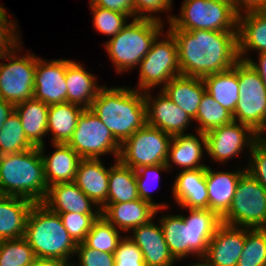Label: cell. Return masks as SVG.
Here are the masks:
<instances>
[{
	"label": "cell",
	"mask_w": 266,
	"mask_h": 266,
	"mask_svg": "<svg viewBox=\"0 0 266 266\" xmlns=\"http://www.w3.org/2000/svg\"><path fill=\"white\" fill-rule=\"evenodd\" d=\"M15 110V105L11 102L0 99V130L2 129L6 119Z\"/></svg>",
	"instance_id": "50"
},
{
	"label": "cell",
	"mask_w": 266,
	"mask_h": 266,
	"mask_svg": "<svg viewBox=\"0 0 266 266\" xmlns=\"http://www.w3.org/2000/svg\"><path fill=\"white\" fill-rule=\"evenodd\" d=\"M175 38L181 75L203 78L239 61L238 32L168 30Z\"/></svg>",
	"instance_id": "1"
},
{
	"label": "cell",
	"mask_w": 266,
	"mask_h": 266,
	"mask_svg": "<svg viewBox=\"0 0 266 266\" xmlns=\"http://www.w3.org/2000/svg\"><path fill=\"white\" fill-rule=\"evenodd\" d=\"M236 266H266V228H247L246 239Z\"/></svg>",
	"instance_id": "37"
},
{
	"label": "cell",
	"mask_w": 266,
	"mask_h": 266,
	"mask_svg": "<svg viewBox=\"0 0 266 266\" xmlns=\"http://www.w3.org/2000/svg\"><path fill=\"white\" fill-rule=\"evenodd\" d=\"M258 62H255L253 59L247 58L248 64L260 75L264 86L266 88V52H260Z\"/></svg>",
	"instance_id": "49"
},
{
	"label": "cell",
	"mask_w": 266,
	"mask_h": 266,
	"mask_svg": "<svg viewBox=\"0 0 266 266\" xmlns=\"http://www.w3.org/2000/svg\"><path fill=\"white\" fill-rule=\"evenodd\" d=\"M239 100L233 119L255 133L266 126V88L260 75L246 61H238Z\"/></svg>",
	"instance_id": "9"
},
{
	"label": "cell",
	"mask_w": 266,
	"mask_h": 266,
	"mask_svg": "<svg viewBox=\"0 0 266 266\" xmlns=\"http://www.w3.org/2000/svg\"><path fill=\"white\" fill-rule=\"evenodd\" d=\"M196 132V136L184 133L172 137L166 161V165L170 170L172 163L182 167V170H195L207 167V165L200 164L204 148L206 151V135L205 133Z\"/></svg>",
	"instance_id": "24"
},
{
	"label": "cell",
	"mask_w": 266,
	"mask_h": 266,
	"mask_svg": "<svg viewBox=\"0 0 266 266\" xmlns=\"http://www.w3.org/2000/svg\"><path fill=\"white\" fill-rule=\"evenodd\" d=\"M172 2L173 0H134V18L152 19L162 22L160 16L153 15L152 13H159L160 11L162 13L163 11L168 12L172 9Z\"/></svg>",
	"instance_id": "46"
},
{
	"label": "cell",
	"mask_w": 266,
	"mask_h": 266,
	"mask_svg": "<svg viewBox=\"0 0 266 266\" xmlns=\"http://www.w3.org/2000/svg\"><path fill=\"white\" fill-rule=\"evenodd\" d=\"M162 90L170 100L194 119L206 87L202 78L180 74L173 77Z\"/></svg>",
	"instance_id": "28"
},
{
	"label": "cell",
	"mask_w": 266,
	"mask_h": 266,
	"mask_svg": "<svg viewBox=\"0 0 266 266\" xmlns=\"http://www.w3.org/2000/svg\"><path fill=\"white\" fill-rule=\"evenodd\" d=\"M109 170L100 159H81L74 183L90 198L98 208L107 202L109 188Z\"/></svg>",
	"instance_id": "21"
},
{
	"label": "cell",
	"mask_w": 266,
	"mask_h": 266,
	"mask_svg": "<svg viewBox=\"0 0 266 266\" xmlns=\"http://www.w3.org/2000/svg\"><path fill=\"white\" fill-rule=\"evenodd\" d=\"M131 231L133 235L128 238L141 250L145 266H173L177 262L168 249L160 223L155 224L152 219Z\"/></svg>",
	"instance_id": "18"
},
{
	"label": "cell",
	"mask_w": 266,
	"mask_h": 266,
	"mask_svg": "<svg viewBox=\"0 0 266 266\" xmlns=\"http://www.w3.org/2000/svg\"><path fill=\"white\" fill-rule=\"evenodd\" d=\"M172 137L146 124L121 144L118 160L134 170L166 163Z\"/></svg>",
	"instance_id": "11"
},
{
	"label": "cell",
	"mask_w": 266,
	"mask_h": 266,
	"mask_svg": "<svg viewBox=\"0 0 266 266\" xmlns=\"http://www.w3.org/2000/svg\"><path fill=\"white\" fill-rule=\"evenodd\" d=\"M45 145L39 147L48 187L56 183L74 182L80 160L82 159L68 144L55 143V151L45 155Z\"/></svg>",
	"instance_id": "25"
},
{
	"label": "cell",
	"mask_w": 266,
	"mask_h": 266,
	"mask_svg": "<svg viewBox=\"0 0 266 266\" xmlns=\"http://www.w3.org/2000/svg\"><path fill=\"white\" fill-rule=\"evenodd\" d=\"M189 216L166 215L161 228L171 255L179 261L190 254L205 257L208 245L222 224V218L210 209L188 208Z\"/></svg>",
	"instance_id": "2"
},
{
	"label": "cell",
	"mask_w": 266,
	"mask_h": 266,
	"mask_svg": "<svg viewBox=\"0 0 266 266\" xmlns=\"http://www.w3.org/2000/svg\"><path fill=\"white\" fill-rule=\"evenodd\" d=\"M16 51L4 57L9 63H0V99L14 105L33 98L36 70L35 55L20 57Z\"/></svg>",
	"instance_id": "13"
},
{
	"label": "cell",
	"mask_w": 266,
	"mask_h": 266,
	"mask_svg": "<svg viewBox=\"0 0 266 266\" xmlns=\"http://www.w3.org/2000/svg\"><path fill=\"white\" fill-rule=\"evenodd\" d=\"M168 29L238 32V14L230 1L184 0L180 16H168Z\"/></svg>",
	"instance_id": "7"
},
{
	"label": "cell",
	"mask_w": 266,
	"mask_h": 266,
	"mask_svg": "<svg viewBox=\"0 0 266 266\" xmlns=\"http://www.w3.org/2000/svg\"><path fill=\"white\" fill-rule=\"evenodd\" d=\"M75 255H78L79 264L72 266H114V254L101 252L88 247L84 242L77 244Z\"/></svg>",
	"instance_id": "44"
},
{
	"label": "cell",
	"mask_w": 266,
	"mask_h": 266,
	"mask_svg": "<svg viewBox=\"0 0 266 266\" xmlns=\"http://www.w3.org/2000/svg\"><path fill=\"white\" fill-rule=\"evenodd\" d=\"M44 162L39 147L0 155V193L26 198L34 203L47 196Z\"/></svg>",
	"instance_id": "4"
},
{
	"label": "cell",
	"mask_w": 266,
	"mask_h": 266,
	"mask_svg": "<svg viewBox=\"0 0 266 266\" xmlns=\"http://www.w3.org/2000/svg\"><path fill=\"white\" fill-rule=\"evenodd\" d=\"M264 132H266V126L262 129V131H260V133L258 134V141L266 147V136H264ZM263 134V135H262Z\"/></svg>",
	"instance_id": "53"
},
{
	"label": "cell",
	"mask_w": 266,
	"mask_h": 266,
	"mask_svg": "<svg viewBox=\"0 0 266 266\" xmlns=\"http://www.w3.org/2000/svg\"><path fill=\"white\" fill-rule=\"evenodd\" d=\"M34 202L17 196H0V242L24 237L26 219Z\"/></svg>",
	"instance_id": "29"
},
{
	"label": "cell",
	"mask_w": 266,
	"mask_h": 266,
	"mask_svg": "<svg viewBox=\"0 0 266 266\" xmlns=\"http://www.w3.org/2000/svg\"><path fill=\"white\" fill-rule=\"evenodd\" d=\"M35 258L24 237L0 242V266H32Z\"/></svg>",
	"instance_id": "38"
},
{
	"label": "cell",
	"mask_w": 266,
	"mask_h": 266,
	"mask_svg": "<svg viewBox=\"0 0 266 266\" xmlns=\"http://www.w3.org/2000/svg\"><path fill=\"white\" fill-rule=\"evenodd\" d=\"M246 227L222 223L212 237L205 255L213 266H236L243 251Z\"/></svg>",
	"instance_id": "17"
},
{
	"label": "cell",
	"mask_w": 266,
	"mask_h": 266,
	"mask_svg": "<svg viewBox=\"0 0 266 266\" xmlns=\"http://www.w3.org/2000/svg\"><path fill=\"white\" fill-rule=\"evenodd\" d=\"M201 259L200 261H198V263H192L189 266H213L207 259H205L204 257L199 258Z\"/></svg>",
	"instance_id": "52"
},
{
	"label": "cell",
	"mask_w": 266,
	"mask_h": 266,
	"mask_svg": "<svg viewBox=\"0 0 266 266\" xmlns=\"http://www.w3.org/2000/svg\"><path fill=\"white\" fill-rule=\"evenodd\" d=\"M139 199L134 169L115 159L109 170V188L106 204L130 202Z\"/></svg>",
	"instance_id": "33"
},
{
	"label": "cell",
	"mask_w": 266,
	"mask_h": 266,
	"mask_svg": "<svg viewBox=\"0 0 266 266\" xmlns=\"http://www.w3.org/2000/svg\"><path fill=\"white\" fill-rule=\"evenodd\" d=\"M206 168L182 170L173 184V196L183 209H208Z\"/></svg>",
	"instance_id": "23"
},
{
	"label": "cell",
	"mask_w": 266,
	"mask_h": 266,
	"mask_svg": "<svg viewBox=\"0 0 266 266\" xmlns=\"http://www.w3.org/2000/svg\"><path fill=\"white\" fill-rule=\"evenodd\" d=\"M166 36L162 40L158 36L139 63L138 91H150L161 84L163 88L173 77L181 74L176 40L169 31Z\"/></svg>",
	"instance_id": "10"
},
{
	"label": "cell",
	"mask_w": 266,
	"mask_h": 266,
	"mask_svg": "<svg viewBox=\"0 0 266 266\" xmlns=\"http://www.w3.org/2000/svg\"><path fill=\"white\" fill-rule=\"evenodd\" d=\"M32 266H72V263L60 259L35 258Z\"/></svg>",
	"instance_id": "51"
},
{
	"label": "cell",
	"mask_w": 266,
	"mask_h": 266,
	"mask_svg": "<svg viewBox=\"0 0 266 266\" xmlns=\"http://www.w3.org/2000/svg\"><path fill=\"white\" fill-rule=\"evenodd\" d=\"M35 147L26 137L20 117L14 110L0 130V155L26 151Z\"/></svg>",
	"instance_id": "35"
},
{
	"label": "cell",
	"mask_w": 266,
	"mask_h": 266,
	"mask_svg": "<svg viewBox=\"0 0 266 266\" xmlns=\"http://www.w3.org/2000/svg\"><path fill=\"white\" fill-rule=\"evenodd\" d=\"M163 22L136 18L116 36L105 43V50L117 73L138 66L158 36L162 35Z\"/></svg>",
	"instance_id": "6"
},
{
	"label": "cell",
	"mask_w": 266,
	"mask_h": 266,
	"mask_svg": "<svg viewBox=\"0 0 266 266\" xmlns=\"http://www.w3.org/2000/svg\"><path fill=\"white\" fill-rule=\"evenodd\" d=\"M206 153L214 161L227 162L242 153L244 146L249 149L258 140V134L248 125L235 120L205 133Z\"/></svg>",
	"instance_id": "14"
},
{
	"label": "cell",
	"mask_w": 266,
	"mask_h": 266,
	"mask_svg": "<svg viewBox=\"0 0 266 266\" xmlns=\"http://www.w3.org/2000/svg\"><path fill=\"white\" fill-rule=\"evenodd\" d=\"M84 108L69 102L52 104L48 110L47 132H51L53 144H67L77 126Z\"/></svg>",
	"instance_id": "32"
},
{
	"label": "cell",
	"mask_w": 266,
	"mask_h": 266,
	"mask_svg": "<svg viewBox=\"0 0 266 266\" xmlns=\"http://www.w3.org/2000/svg\"><path fill=\"white\" fill-rule=\"evenodd\" d=\"M160 90L155 98L151 97L149 90L144 92L147 125L172 136L184 134L193 119Z\"/></svg>",
	"instance_id": "16"
},
{
	"label": "cell",
	"mask_w": 266,
	"mask_h": 266,
	"mask_svg": "<svg viewBox=\"0 0 266 266\" xmlns=\"http://www.w3.org/2000/svg\"><path fill=\"white\" fill-rule=\"evenodd\" d=\"M100 210L101 216L119 231L125 232L148 223L159 212L153 205L140 198L130 202L105 204Z\"/></svg>",
	"instance_id": "20"
},
{
	"label": "cell",
	"mask_w": 266,
	"mask_h": 266,
	"mask_svg": "<svg viewBox=\"0 0 266 266\" xmlns=\"http://www.w3.org/2000/svg\"><path fill=\"white\" fill-rule=\"evenodd\" d=\"M4 7L0 5V59L3 60L8 54L15 50H19V46L22 44L19 38V31L17 29V23L12 20H8V15ZM19 38V39H18Z\"/></svg>",
	"instance_id": "42"
},
{
	"label": "cell",
	"mask_w": 266,
	"mask_h": 266,
	"mask_svg": "<svg viewBox=\"0 0 266 266\" xmlns=\"http://www.w3.org/2000/svg\"><path fill=\"white\" fill-rule=\"evenodd\" d=\"M96 78L87 72L80 62L66 59L67 102L90 109L103 87L97 84Z\"/></svg>",
	"instance_id": "26"
},
{
	"label": "cell",
	"mask_w": 266,
	"mask_h": 266,
	"mask_svg": "<svg viewBox=\"0 0 266 266\" xmlns=\"http://www.w3.org/2000/svg\"><path fill=\"white\" fill-rule=\"evenodd\" d=\"M168 169H169V167L166 165V163H162V164H156V165H150V166H142V167L135 170L139 198L142 199L143 201L150 203L159 211H160V209L162 210L164 208H168L167 207L168 204H166V203L165 204L154 203L152 200V197L150 195L151 194L150 192L153 190V188H152L153 182L156 183V181L159 182V180H160V177H159L160 173L159 172L165 171Z\"/></svg>",
	"instance_id": "40"
},
{
	"label": "cell",
	"mask_w": 266,
	"mask_h": 266,
	"mask_svg": "<svg viewBox=\"0 0 266 266\" xmlns=\"http://www.w3.org/2000/svg\"><path fill=\"white\" fill-rule=\"evenodd\" d=\"M234 11L240 15L243 12L266 10V0H229Z\"/></svg>",
	"instance_id": "48"
},
{
	"label": "cell",
	"mask_w": 266,
	"mask_h": 266,
	"mask_svg": "<svg viewBox=\"0 0 266 266\" xmlns=\"http://www.w3.org/2000/svg\"><path fill=\"white\" fill-rule=\"evenodd\" d=\"M245 172L246 168H239L233 172H214L207 166L205 180L208 191V209L222 217L229 210L238 181Z\"/></svg>",
	"instance_id": "22"
},
{
	"label": "cell",
	"mask_w": 266,
	"mask_h": 266,
	"mask_svg": "<svg viewBox=\"0 0 266 266\" xmlns=\"http://www.w3.org/2000/svg\"><path fill=\"white\" fill-rule=\"evenodd\" d=\"M24 238L37 258L69 262L76 252L77 244L69 236L59 214L51 211L42 202L34 203L30 208Z\"/></svg>",
	"instance_id": "5"
},
{
	"label": "cell",
	"mask_w": 266,
	"mask_h": 266,
	"mask_svg": "<svg viewBox=\"0 0 266 266\" xmlns=\"http://www.w3.org/2000/svg\"><path fill=\"white\" fill-rule=\"evenodd\" d=\"M66 59L46 61L36 56L33 98L47 105L67 102Z\"/></svg>",
	"instance_id": "15"
},
{
	"label": "cell",
	"mask_w": 266,
	"mask_h": 266,
	"mask_svg": "<svg viewBox=\"0 0 266 266\" xmlns=\"http://www.w3.org/2000/svg\"><path fill=\"white\" fill-rule=\"evenodd\" d=\"M90 110L120 144L147 124L144 91L137 88L103 86Z\"/></svg>",
	"instance_id": "3"
},
{
	"label": "cell",
	"mask_w": 266,
	"mask_h": 266,
	"mask_svg": "<svg viewBox=\"0 0 266 266\" xmlns=\"http://www.w3.org/2000/svg\"><path fill=\"white\" fill-rule=\"evenodd\" d=\"M249 153L251 157L246 172L266 190V147L257 140Z\"/></svg>",
	"instance_id": "45"
},
{
	"label": "cell",
	"mask_w": 266,
	"mask_h": 266,
	"mask_svg": "<svg viewBox=\"0 0 266 266\" xmlns=\"http://www.w3.org/2000/svg\"><path fill=\"white\" fill-rule=\"evenodd\" d=\"M49 107L50 105L35 98L15 105V111L20 117L25 135L35 147L45 145L43 136L48 134L47 120Z\"/></svg>",
	"instance_id": "30"
},
{
	"label": "cell",
	"mask_w": 266,
	"mask_h": 266,
	"mask_svg": "<svg viewBox=\"0 0 266 266\" xmlns=\"http://www.w3.org/2000/svg\"><path fill=\"white\" fill-rule=\"evenodd\" d=\"M82 159H100L112 153L118 160L121 144L98 116L84 109L78 117L77 126L67 143Z\"/></svg>",
	"instance_id": "12"
},
{
	"label": "cell",
	"mask_w": 266,
	"mask_h": 266,
	"mask_svg": "<svg viewBox=\"0 0 266 266\" xmlns=\"http://www.w3.org/2000/svg\"><path fill=\"white\" fill-rule=\"evenodd\" d=\"M120 232L100 215L93 223L84 243L90 248L114 254L119 241L124 237Z\"/></svg>",
	"instance_id": "36"
},
{
	"label": "cell",
	"mask_w": 266,
	"mask_h": 266,
	"mask_svg": "<svg viewBox=\"0 0 266 266\" xmlns=\"http://www.w3.org/2000/svg\"><path fill=\"white\" fill-rule=\"evenodd\" d=\"M222 223L247 228H266V190L248 172L239 179Z\"/></svg>",
	"instance_id": "8"
},
{
	"label": "cell",
	"mask_w": 266,
	"mask_h": 266,
	"mask_svg": "<svg viewBox=\"0 0 266 266\" xmlns=\"http://www.w3.org/2000/svg\"><path fill=\"white\" fill-rule=\"evenodd\" d=\"M209 93L215 101L234 114L239 100L238 62L233 68L202 78Z\"/></svg>",
	"instance_id": "31"
},
{
	"label": "cell",
	"mask_w": 266,
	"mask_h": 266,
	"mask_svg": "<svg viewBox=\"0 0 266 266\" xmlns=\"http://www.w3.org/2000/svg\"><path fill=\"white\" fill-rule=\"evenodd\" d=\"M90 6L102 7L124 13L129 17L134 16V0H90Z\"/></svg>",
	"instance_id": "47"
},
{
	"label": "cell",
	"mask_w": 266,
	"mask_h": 266,
	"mask_svg": "<svg viewBox=\"0 0 266 266\" xmlns=\"http://www.w3.org/2000/svg\"><path fill=\"white\" fill-rule=\"evenodd\" d=\"M42 203L57 214H101L100 208H93L95 203L74 182L51 185Z\"/></svg>",
	"instance_id": "19"
},
{
	"label": "cell",
	"mask_w": 266,
	"mask_h": 266,
	"mask_svg": "<svg viewBox=\"0 0 266 266\" xmlns=\"http://www.w3.org/2000/svg\"><path fill=\"white\" fill-rule=\"evenodd\" d=\"M100 215L101 214H77L74 212L59 214L65 229L76 244L85 241L93 223Z\"/></svg>",
	"instance_id": "41"
},
{
	"label": "cell",
	"mask_w": 266,
	"mask_h": 266,
	"mask_svg": "<svg viewBox=\"0 0 266 266\" xmlns=\"http://www.w3.org/2000/svg\"><path fill=\"white\" fill-rule=\"evenodd\" d=\"M114 260V266H145L141 250L128 236L119 241Z\"/></svg>",
	"instance_id": "43"
},
{
	"label": "cell",
	"mask_w": 266,
	"mask_h": 266,
	"mask_svg": "<svg viewBox=\"0 0 266 266\" xmlns=\"http://www.w3.org/2000/svg\"><path fill=\"white\" fill-rule=\"evenodd\" d=\"M198 122L196 131L206 133L214 128L232 122L233 114L221 106L213 97L205 92L199 104L196 117L193 119Z\"/></svg>",
	"instance_id": "34"
},
{
	"label": "cell",
	"mask_w": 266,
	"mask_h": 266,
	"mask_svg": "<svg viewBox=\"0 0 266 266\" xmlns=\"http://www.w3.org/2000/svg\"><path fill=\"white\" fill-rule=\"evenodd\" d=\"M93 12V26L107 36H116L128 23V15L102 7L90 6Z\"/></svg>",
	"instance_id": "39"
},
{
	"label": "cell",
	"mask_w": 266,
	"mask_h": 266,
	"mask_svg": "<svg viewBox=\"0 0 266 266\" xmlns=\"http://www.w3.org/2000/svg\"><path fill=\"white\" fill-rule=\"evenodd\" d=\"M251 49L266 52V10L238 15L239 60L247 62L246 52Z\"/></svg>",
	"instance_id": "27"
}]
</instances>
